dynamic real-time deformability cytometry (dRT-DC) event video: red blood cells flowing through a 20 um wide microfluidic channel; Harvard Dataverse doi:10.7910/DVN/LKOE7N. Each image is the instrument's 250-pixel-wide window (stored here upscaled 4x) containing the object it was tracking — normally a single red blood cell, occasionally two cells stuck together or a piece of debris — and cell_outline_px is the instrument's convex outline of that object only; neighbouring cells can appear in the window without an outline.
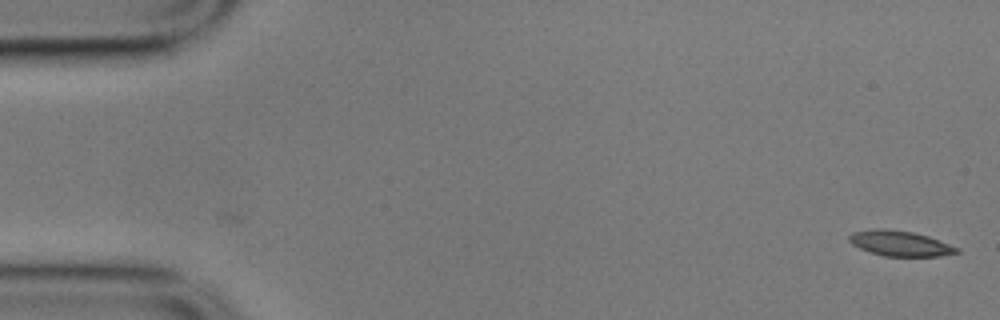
{"species": "common noctule bat (a hibernating species)", "species_latin": "Nyctalus noctula", "temperature_condition": "cold", "stored_images_in_passage": 57, "segment_of_instrument_passage": [1, 2], "camera_frame_rate_fps": 3000, "um_per_image_px": 0.085, "animal": {"sex": "male", "body_mass_g": 17.9}, "frame": {"image": 1, "passage_image": 1, "time_ms": 0.0, "image_size_px": [1000, 320], "cell_outline_px": [[960, 252], [940, 256], [884, 256], [860, 248], [852, 244], [848, 240], [848, 236], [852, 232], [872, 228], [884, 228], [912, 232], [928, 236], [960, 248]], "centroid_in_image_um": [76.49, 20.68], "position_along_channel_um": 8.5, "area_um2": 15.9}}
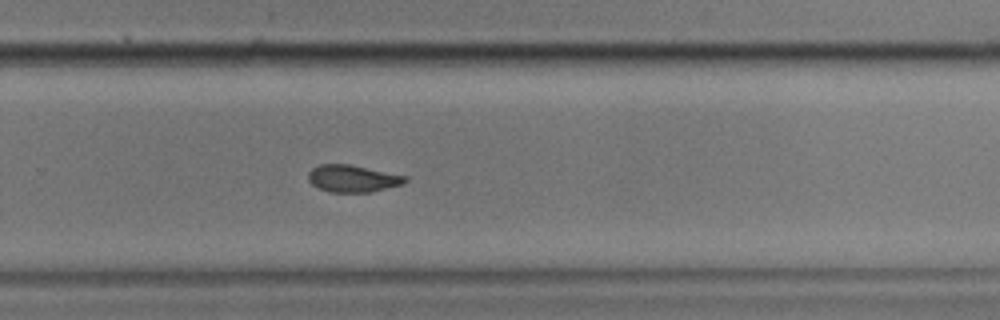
{"frame": {"image": 2, "passage_image": 37, "time_ms": 12.0, "image_size_px": [1000, 320], "cell_outline_px": [[408, 180], [404, 184], [372, 192], [328, 192], [312, 184], [308, 180], [308, 172], [312, 168], [320, 164], [348, 164], [408, 176]], "centroid_in_image_um": [30.0, 15.18], "position_along_channel_um": 299.8, "area_um2": 15.37}}
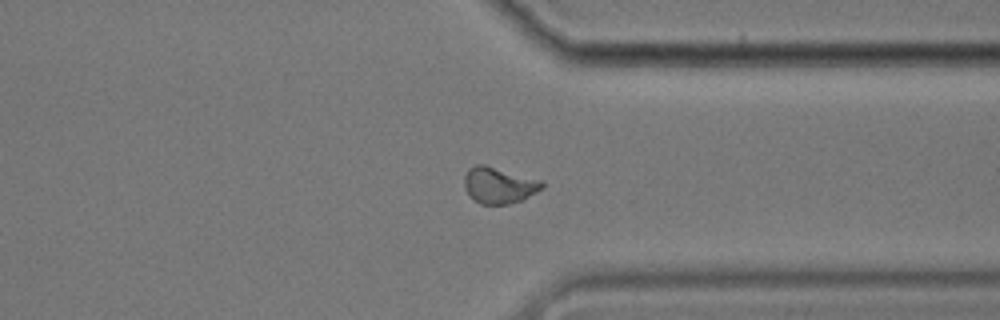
{"frame": {"image": 3, "passage_image": 43, "time_ms": 14.0, "image_size_px": [1000, 320], "cell_outline_px": [[544, 188], [524, 200], [508, 204], [480, 204], [472, 200], [468, 196], [464, 188], [464, 176], [468, 168], [476, 164], [484, 164], [544, 180]], "centroid_in_image_um": [42.42, 15.75], "position_along_channel_um": 369.0, "area_um2": 16.99}}